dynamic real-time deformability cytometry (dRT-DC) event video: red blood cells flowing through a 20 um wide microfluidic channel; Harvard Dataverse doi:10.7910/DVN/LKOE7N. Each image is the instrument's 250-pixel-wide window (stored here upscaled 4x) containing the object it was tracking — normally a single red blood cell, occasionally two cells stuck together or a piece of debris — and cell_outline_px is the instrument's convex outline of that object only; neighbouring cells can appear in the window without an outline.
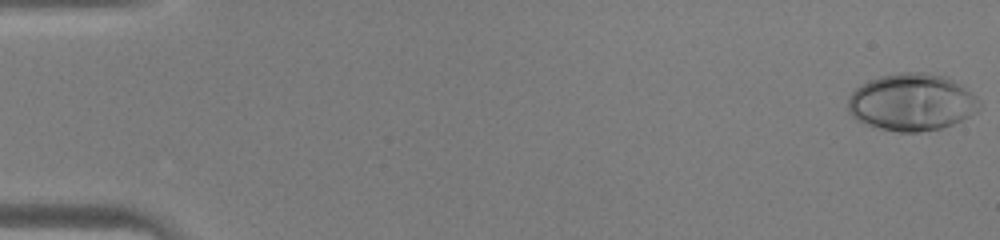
{"species": "human", "species_latin": "Homo sapiens", "temperature_condition": "warm", "stored_images_in_passage": 45, "camera_frame_rate_fps": 3000, "um_per_image_px": 0.085, "donor": {"sex": "male"}, "frame": {"image": 1, "passage_image": 1, "time_ms": 0.0, "image_size_px": [1000, 240], "cell_outline_px": [[980, 108], [976, 112], [952, 124], [940, 128], [916, 132], [900, 132], [880, 128], [856, 120], [848, 112], [848, 96], [856, 88], [868, 80], [880, 76], [900, 72], [924, 72], [944, 76], [960, 84], [976, 96], [980, 100]], "centroid_in_image_um": [77.48, 8.68], "position_along_channel_um": 7.5, "area_um2": 43.64}}
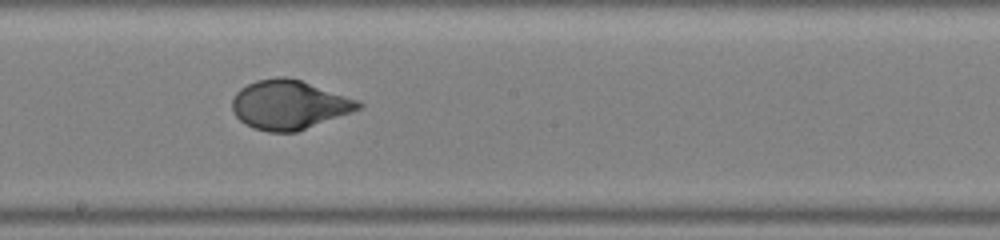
{"frame": {"image": 2, "passage_image": 26, "time_ms": 8.333, "image_size_px": [1000, 240], "cell_outline_px": [[364, 104], [360, 108], [352, 112], [296, 132], [268, 132], [252, 128], [244, 124], [232, 112], [232, 100], [236, 92], [240, 88], [256, 80], [276, 76], [284, 76], [300, 80], [360, 100]], "centroid_in_image_um": [24.56, 8.9], "position_along_channel_um": 223.6, "area_um2": 36.3}}
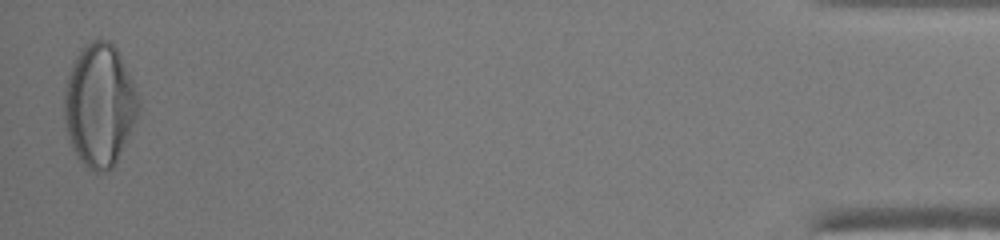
{"frame": {"image": 3, "passage_image": 45, "time_ms": 14.667, "image_size_px": [1000, 240], "cell_outline_px": [[140, 112], [116, 164], [108, 172], [92, 172], [76, 156], [72, 148], [64, 124], [64, 88], [72, 64], [80, 48], [92, 40], [108, 40], [116, 48], [132, 80], [140, 104]], "centroid_in_image_um": [8.45, 8.98], "position_along_channel_um": 426.7, "area_um2": 53.41}}